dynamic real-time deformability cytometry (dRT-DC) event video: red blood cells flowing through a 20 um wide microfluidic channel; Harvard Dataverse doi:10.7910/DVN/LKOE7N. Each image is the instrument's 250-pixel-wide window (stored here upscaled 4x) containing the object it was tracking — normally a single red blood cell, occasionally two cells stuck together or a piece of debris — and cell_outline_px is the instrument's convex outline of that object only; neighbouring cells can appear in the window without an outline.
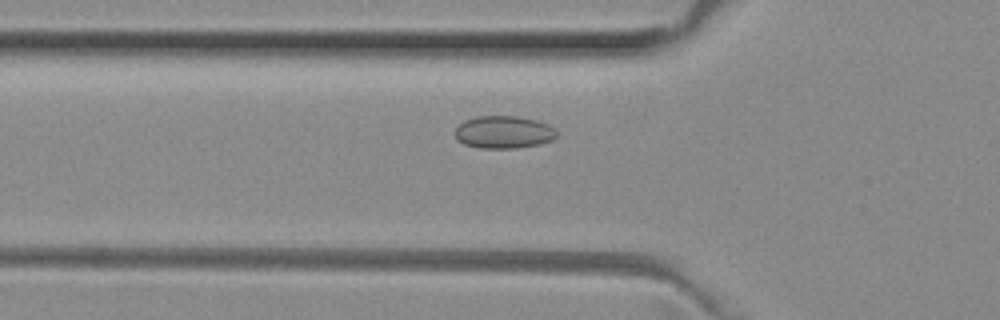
{"species": "common noctule bat (a hibernating species)", "species_latin": "Nyctalus noctula", "temperature_condition": "room temperature", "stored_images_in_passage": 42, "camera_frame_rate_fps": 3000, "um_per_image_px": 0.085, "animal": {"sex": "female", "body_mass_g": 29.2, "forearm_length_mm": 56.3}, "frame": {"image": 1, "passage_image": 8, "time_ms": 2.333, "image_size_px": [1000, 320], "cell_outline_px": [[556, 136], [552, 140], [540, 144], [516, 148], [480, 148], [464, 144], [456, 140], [452, 132], [464, 120], [476, 116], [516, 116], [536, 120], [548, 124], [556, 128]], "centroid_in_image_um": [42.78, 11.23], "position_along_channel_um": 83.0, "area_um2": 19.54}}
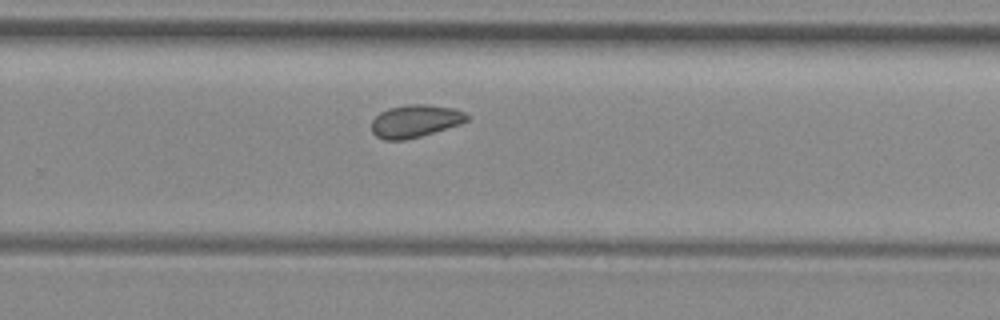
{"frame": {"image": 2, "passage_image": 24, "time_ms": 7.667, "image_size_px": [1000, 320], "cell_outline_px": [[472, 116], [468, 120], [460, 124], [420, 136], [404, 140], [384, 140], [376, 136], [372, 132], [372, 120], [380, 112], [388, 108], [408, 104], [428, 104], [452, 108], [464, 112]], "centroid_in_image_um": [35.29, 10.28], "position_along_channel_um": 294.5, "area_um2": 18.15}}
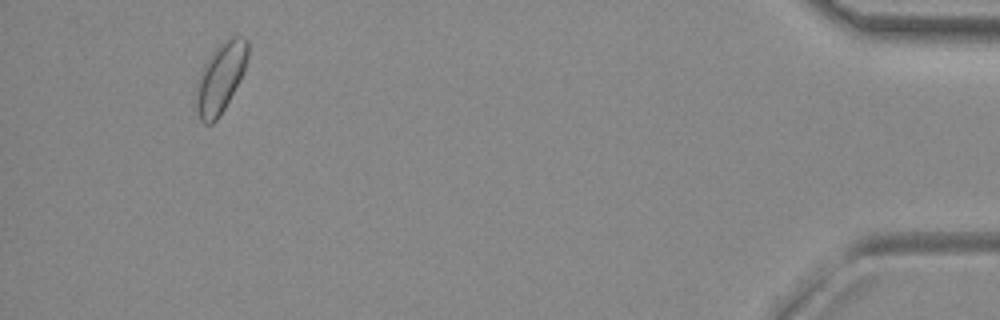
{"frame": {"image": 3, "passage_image": 39, "time_ms": 12.667, "image_size_px": [1000, 320], "cell_outline_px": [[248, 56], [244, 72], [240, 80], [224, 108], [216, 120], [212, 124], [204, 124], [200, 120], [196, 108], [196, 84], [204, 64], [212, 52], [228, 36], [244, 36], [248, 40]], "centroid_in_image_um": [18.75, 6.59], "position_along_channel_um": 416.4, "area_um2": 21.04}, "authors_computed_cell_mechanics": {"area_um2": 18.2648, "velocity_mm_per_s": 3.9702, "shape_relaxation_time_tau1_ms": null, "shape_relaxation_time_tau2_ms": 3.6866, "deformation_change_tau1": null, "deformation_change_tau2": 0.0753}}